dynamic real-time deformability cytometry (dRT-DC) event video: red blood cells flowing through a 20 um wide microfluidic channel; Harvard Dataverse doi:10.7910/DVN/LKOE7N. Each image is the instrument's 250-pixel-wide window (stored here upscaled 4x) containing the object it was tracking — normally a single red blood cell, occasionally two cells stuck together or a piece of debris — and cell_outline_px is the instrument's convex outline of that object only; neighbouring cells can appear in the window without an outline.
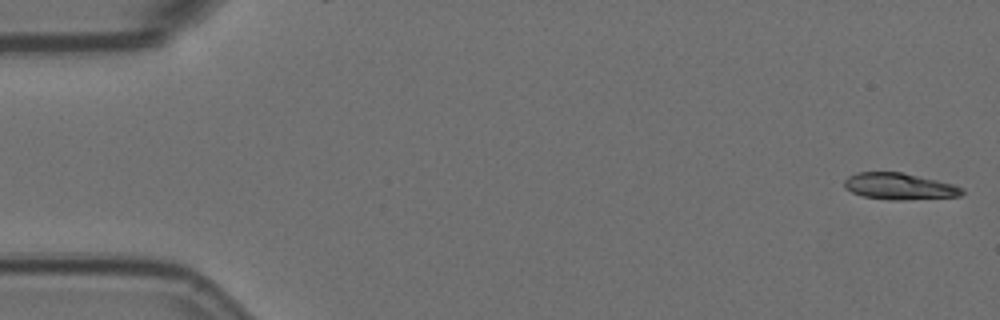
{"species": "Egyptian fruit bat (a non-hibernating species)", "species_latin": "Rousettus aegyptiacus", "temperature_condition": "room temperature", "stored_images_in_passage": 5, "camera_frame_rate_fps": 3000, "um_per_image_px": 0.085, "animal": {"sex": "female"}, "frame": {"image": 1, "passage_image": 1, "time_ms": 0.0, "image_size_px": [1000, 320], "cell_outline_px": [[964, 192], [960, 196], [904, 200], [888, 200], [864, 196], [852, 192], [844, 188], [844, 180], [848, 176], [856, 172], [904, 172], [952, 184], [964, 188]], "centroid_in_image_um": [76.43, 15.83], "position_along_channel_um": 8.6, "area_um2": 18.26}}
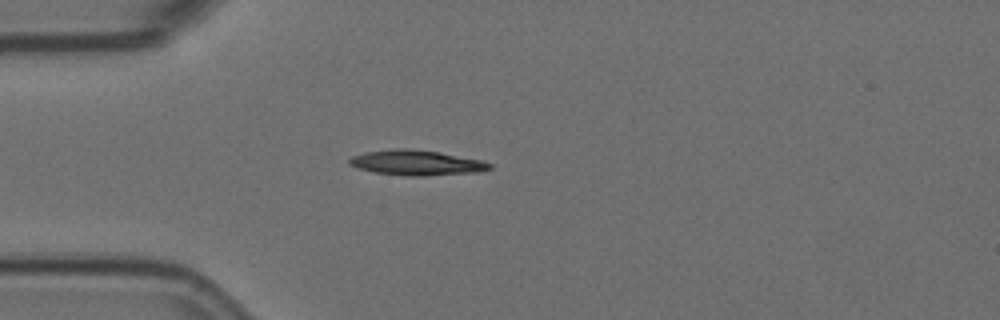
{"frame": {"image": 2, "passage_image": 5, "time_ms": 1.333, "image_size_px": [1000, 320], "cell_outline_px": [[492, 168], [480, 172], [424, 176], [408, 176], [376, 172], [356, 168], [348, 164], [348, 160], [352, 156], [364, 152], [396, 148], [408, 148], [440, 152], [484, 160], [492, 164]], "centroid_in_image_um": [35.43, 13.83], "position_along_channel_um": 49.6, "area_um2": 20.81}}